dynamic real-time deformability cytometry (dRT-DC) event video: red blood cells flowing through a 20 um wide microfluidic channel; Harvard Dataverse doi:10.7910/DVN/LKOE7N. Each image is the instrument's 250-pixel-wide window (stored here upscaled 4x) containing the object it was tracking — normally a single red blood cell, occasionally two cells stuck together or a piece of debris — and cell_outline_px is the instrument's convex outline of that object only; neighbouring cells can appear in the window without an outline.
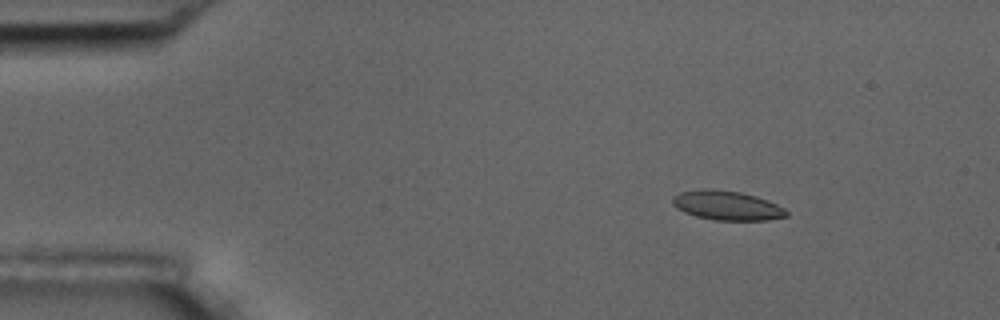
{"species": "common noctule bat (a hibernating species)", "species_latin": "Nyctalus noctula", "temperature_condition": "room temperature", "stored_images_in_passage": 6, "camera_frame_rate_fps": 3000, "um_per_image_px": 0.085, "animal": {"sex": "male", "body_mass_g": 17.5, "forearm_length_mm": 52.3}, "frame": {"image": 1, "passage_image": 3, "time_ms": 2.333, "image_size_px": [1000, 320], "cell_outline_px": [[788, 216], [768, 220], [716, 220], [696, 216], [684, 212], [676, 208], [672, 204], [672, 196], [680, 192], [704, 188], [712, 188], [740, 192], [756, 196], [768, 200], [784, 208], [788, 212]], "centroid_in_image_um": [61.77, 17.45], "position_along_channel_um": 23.2, "area_um2": 19.59}}
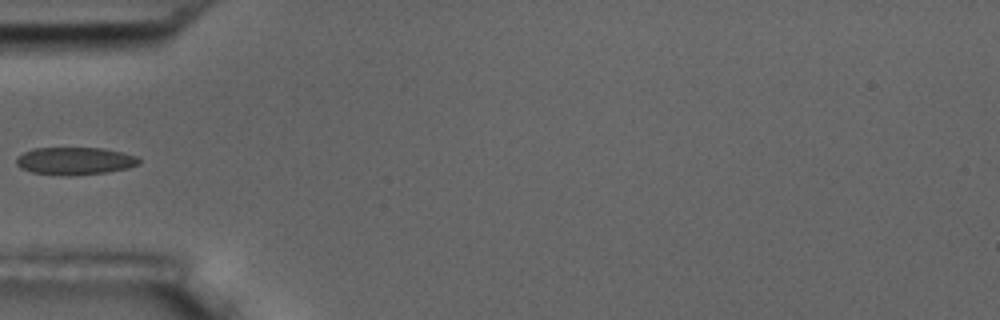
{"frame": {"image": 2, "passage_image": 6, "time_ms": 6.0, "image_size_px": [1000, 320], "cell_outline_px": [[140, 164], [128, 168], [108, 172], [68, 176], [32, 172], [20, 168], [16, 164], [16, 156], [24, 152], [36, 148], [100, 148], [120, 152], [136, 156], [140, 160]], "centroid_in_image_um": [6.35, 13.69], "position_along_channel_um": 78.7, "area_um2": 19.65}}